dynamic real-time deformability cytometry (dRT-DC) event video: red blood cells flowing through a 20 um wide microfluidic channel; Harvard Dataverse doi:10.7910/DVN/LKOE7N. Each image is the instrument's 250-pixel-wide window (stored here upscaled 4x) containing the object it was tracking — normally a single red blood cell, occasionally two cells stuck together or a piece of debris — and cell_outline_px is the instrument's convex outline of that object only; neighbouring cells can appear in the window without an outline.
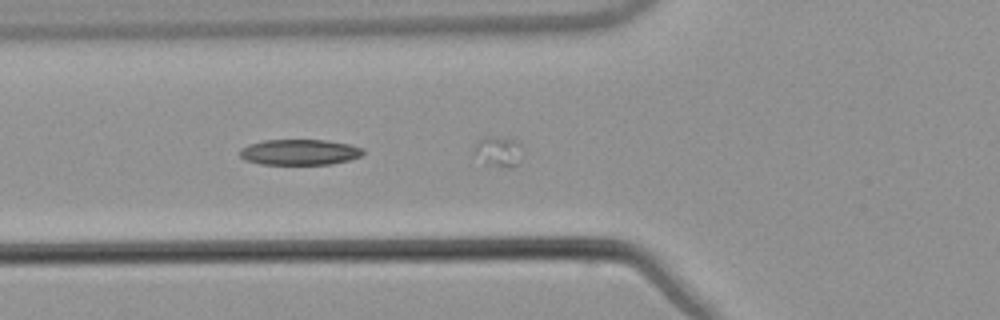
{"species": "common noctule bat (a hibernating species)", "species_latin": "Nyctalus noctula", "temperature_condition": "warm", "stored_images_in_passage": 24, "segment_of_instrument_passage": [2, 2], "camera_frame_rate_fps": 3000, "um_per_image_px": 0.085, "animal": {"sex": "male", "body_mass_g": 21.5, "forearm_length_mm": 52.0}, "frame": {"image": 1, "passage_image": 23, "time_ms": 7.333, "image_size_px": [1000, 320], "cell_outline_px": [[364, 152], [360, 156], [348, 160], [332, 164], [260, 164], [244, 160], [240, 156], [240, 148], [248, 144], [264, 140], [328, 140], [348, 144], [364, 148]], "centroid_in_image_um": [25.44, 12.93], "position_along_channel_um": 100.4, "area_um2": 18.5}}